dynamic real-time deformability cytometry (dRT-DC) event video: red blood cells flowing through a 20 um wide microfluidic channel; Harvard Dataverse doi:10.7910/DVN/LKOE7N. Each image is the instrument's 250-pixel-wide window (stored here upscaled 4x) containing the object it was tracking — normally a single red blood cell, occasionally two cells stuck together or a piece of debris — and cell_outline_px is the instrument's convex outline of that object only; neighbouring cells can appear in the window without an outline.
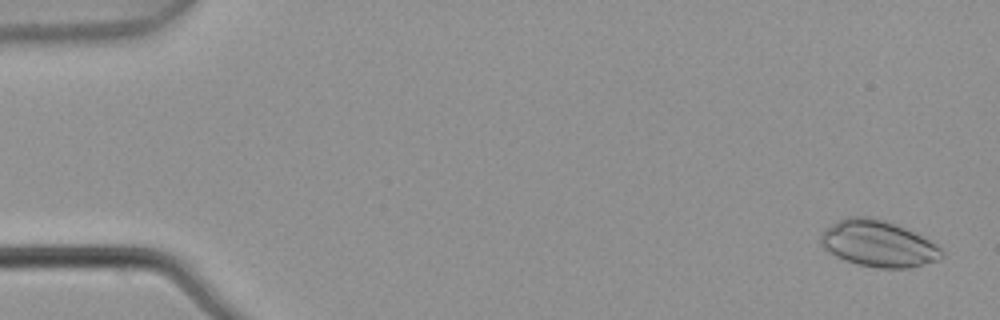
{"species": "common noctule bat (a hibernating species)", "species_latin": "Nyctalus noctula", "temperature_condition": "warm", "stored_images_in_passage": 8, "camera_frame_rate_fps": 3000, "um_per_image_px": 0.085, "animal": {"sex": "male", "body_mass_g": 21.5, "forearm_length_mm": 52.0}, "frame": {"image": 1, "passage_image": 1, "time_ms": 0.0, "image_size_px": [1000, 320], "cell_outline_px": [[944, 256], [940, 260], [908, 268], [880, 268], [856, 264], [844, 260], [836, 256], [824, 248], [820, 244], [820, 232], [824, 228], [848, 216], [868, 216], [884, 220], [896, 224], [936, 244], [944, 252]], "centroid_in_image_um": [74.62, 20.71], "position_along_channel_um": 10.4, "area_um2": 32.66}}
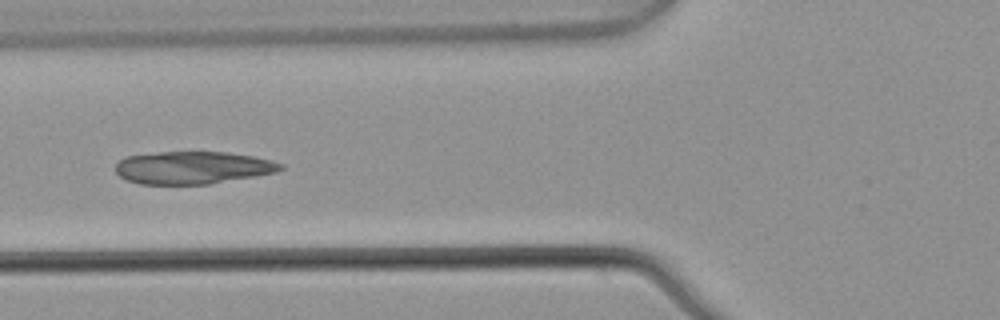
{"frame": {"image": 2, "passage_image": 5, "time_ms": 1.333, "image_size_px": [1000, 320], "cell_outline_px": [[284, 168], [276, 172], [208, 184], [140, 184], [128, 180], [120, 176], [116, 172], [116, 164], [124, 156], [160, 152], [228, 152], [252, 156], [272, 160], [284, 164]], "centroid_in_image_um": [16.38, 14.24], "position_along_channel_um": 109.4, "area_um2": 31.21}}
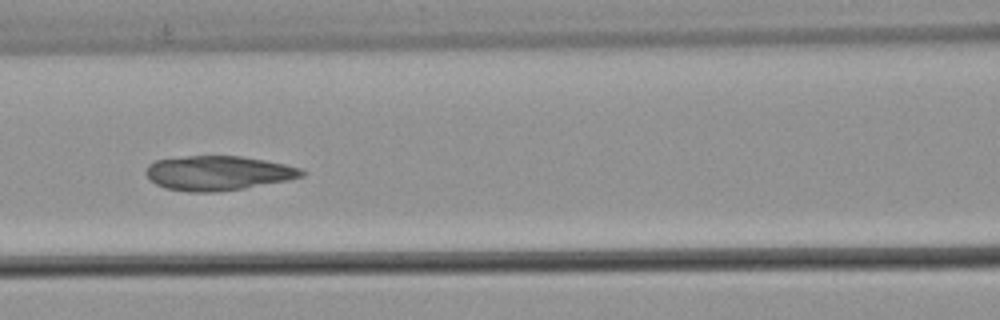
{"frame": {"image": 3, "passage_image": 6, "time_ms": 1.667, "image_size_px": [1000, 320], "cell_outline_px": [[304, 176], [288, 180], [244, 188], [216, 192], [188, 192], [164, 188], [156, 184], [144, 172], [148, 164], [156, 160], [184, 156], [240, 156], [264, 160], [284, 164], [300, 168], [304, 172]], "centroid_in_image_um": [18.51, 14.71], "position_along_channel_um": 148.1, "area_um2": 31.27}}